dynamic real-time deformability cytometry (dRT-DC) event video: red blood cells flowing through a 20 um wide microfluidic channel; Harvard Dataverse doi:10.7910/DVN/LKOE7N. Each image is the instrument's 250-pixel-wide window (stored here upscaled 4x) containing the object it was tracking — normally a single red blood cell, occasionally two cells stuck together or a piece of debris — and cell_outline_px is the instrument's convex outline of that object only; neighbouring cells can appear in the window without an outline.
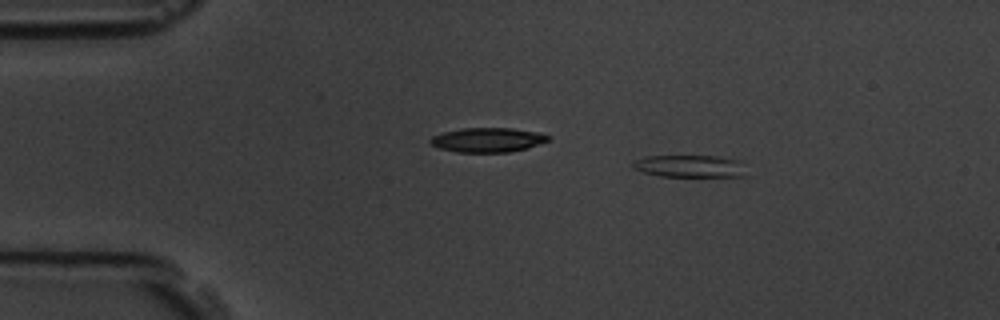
{"species": "common noctule bat (a hibernating species)", "species_latin": "Nyctalus noctula", "temperature_condition": "room temperature", "stored_images_in_passage": 4, "camera_frame_rate_fps": 3000, "um_per_image_px": 0.085, "animal": {"sex": "male", "body_mass_g": 19.5, "forearm_length_mm": 54.6}, "frame": {"image": 1, "passage_image": 2, "time_ms": 1.333, "image_size_px": [1000, 320], "cell_outline_px": [[744, 176], [660, 176], [644, 172], [632, 168], [632, 164], [636, 160], [648, 156], [716, 156], [736, 160]], "centroid_in_image_um": [58.51, 14.12], "position_along_channel_um": 26.5, "area_um2": 14.1}}